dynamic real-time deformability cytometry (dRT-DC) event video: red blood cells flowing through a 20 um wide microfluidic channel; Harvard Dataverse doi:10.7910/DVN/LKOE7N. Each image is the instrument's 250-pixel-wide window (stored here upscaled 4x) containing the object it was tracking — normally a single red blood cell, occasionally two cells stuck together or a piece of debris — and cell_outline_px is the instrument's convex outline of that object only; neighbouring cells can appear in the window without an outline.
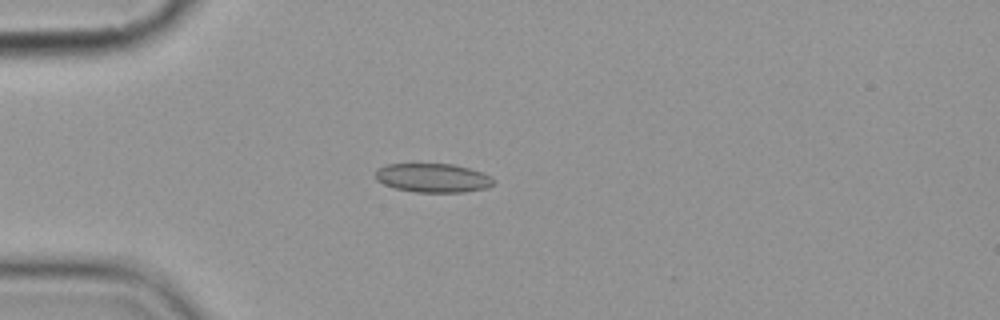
{"species": "common noctule bat (a hibernating species)", "species_latin": "Nyctalus noctula", "temperature_condition": "cold", "stored_images_in_passage": 6, "camera_frame_rate_fps": 3000, "um_per_image_px": 0.085, "animal": {"sex": "female", "body_mass_g": 19.9}, "frame": {"image": 1, "passage_image": 4, "time_ms": 3.667, "image_size_px": [1000, 320], "cell_outline_px": [[492, 184], [488, 188], [464, 192], [416, 192], [396, 188], [384, 184], [376, 180], [376, 172], [380, 168], [388, 164], [456, 164], [484, 172], [492, 180]], "centroid_in_image_um": [36.82, 15.12], "position_along_channel_um": 48.2, "area_um2": 19.77}}
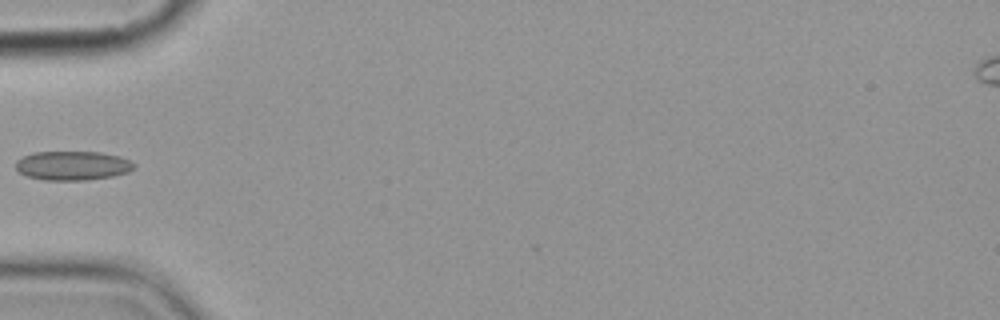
{"frame": {"image": 2, "passage_image": 5, "time_ms": 5.0, "image_size_px": [1000, 320], "cell_outline_px": [[136, 168], [128, 172], [112, 176], [88, 180], [44, 180], [28, 176], [20, 172], [16, 168], [16, 160], [32, 152], [100, 152], [120, 156], [136, 164]], "centroid_in_image_um": [6.19, 14.07], "position_along_channel_um": 78.8, "area_um2": 20.11}}
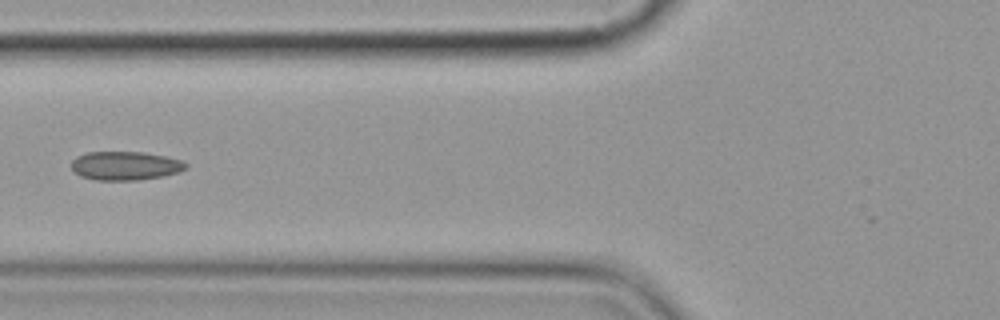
{"frame": {"image": 3, "passage_image": 6, "time_ms": 6.0, "image_size_px": [1000, 320], "cell_outline_px": [[188, 168], [180, 172], [164, 176], [136, 180], [96, 180], [80, 176], [72, 168], [72, 160], [76, 156], [88, 152], [144, 152], [164, 156], [180, 160], [188, 164]], "centroid_in_image_um": [10.67, 14.09], "position_along_channel_um": 115.1, "area_um2": 19.19}}